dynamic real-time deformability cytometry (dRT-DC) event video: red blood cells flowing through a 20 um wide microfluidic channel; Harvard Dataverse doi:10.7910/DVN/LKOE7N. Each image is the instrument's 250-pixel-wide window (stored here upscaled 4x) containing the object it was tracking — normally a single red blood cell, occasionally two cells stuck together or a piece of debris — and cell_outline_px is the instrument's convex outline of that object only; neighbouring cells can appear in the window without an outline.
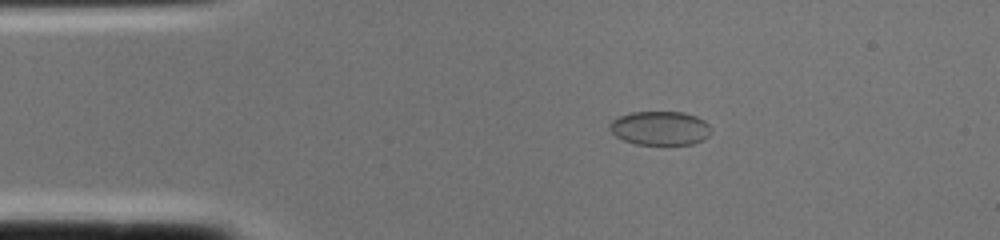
{"species": "common noctule bat (a hibernating species)", "species_latin": "Nyctalus noctula", "temperature_condition": "cold", "stored_images_in_passage": 1, "camera_frame_rate_fps": 3000, "um_per_image_px": 0.085, "animal": {"sex": "female", "body_mass_g": 22.0, "forearm_length_mm": 56.7}, "frame": {"image": 1, "passage_image": 1, "time_ms": 0.0, "image_size_px": [1000, 240], "cell_outline_px": [[712, 132], [704, 140], [692, 144], [636, 144], [624, 140], [616, 136], [608, 128], [608, 124], [612, 120], [620, 116], [632, 112], [684, 112], [696, 116], [704, 120], [712, 128]], "centroid_in_image_um": [56.13, 10.89], "position_along_channel_um": 28.9, "area_um2": 20.17}}